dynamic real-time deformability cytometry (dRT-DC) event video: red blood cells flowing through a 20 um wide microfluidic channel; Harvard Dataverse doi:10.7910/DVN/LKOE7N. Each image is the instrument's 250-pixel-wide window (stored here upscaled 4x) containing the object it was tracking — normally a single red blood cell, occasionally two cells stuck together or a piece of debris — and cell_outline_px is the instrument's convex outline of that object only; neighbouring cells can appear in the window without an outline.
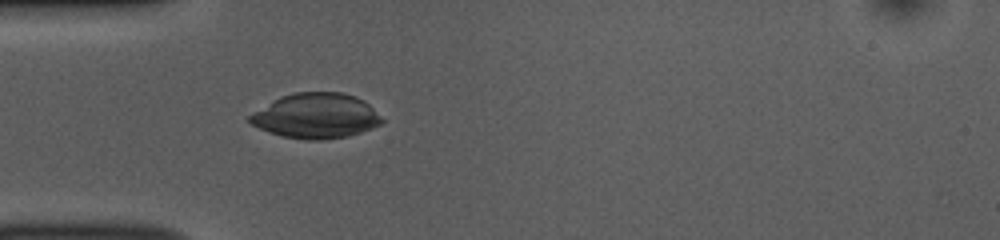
{"species": "common noctule bat (a hibernating species)", "species_latin": "Nyctalus noctula", "temperature_condition": "room temperature", "stored_images_in_passage": 37, "camera_frame_rate_fps": 3000, "um_per_image_px": 0.085, "animal": {"sex": "female", "body_mass_g": 10.0, "forearm_length_mm": 53.1}, "frame": {"image": 1, "passage_image": 1, "time_ms": 0.0, "image_size_px": [1000, 240], "cell_outline_px": [[384, 120], [380, 124], [372, 128], [348, 136], [320, 140], [308, 140], [284, 136], [268, 132], [252, 124], [248, 120], [248, 116], [280, 96], [296, 92], [344, 92], [356, 96], [364, 100]], "centroid_in_image_um": [26.87, 9.84], "position_along_channel_um": 58.1, "area_um2": 34.51}}
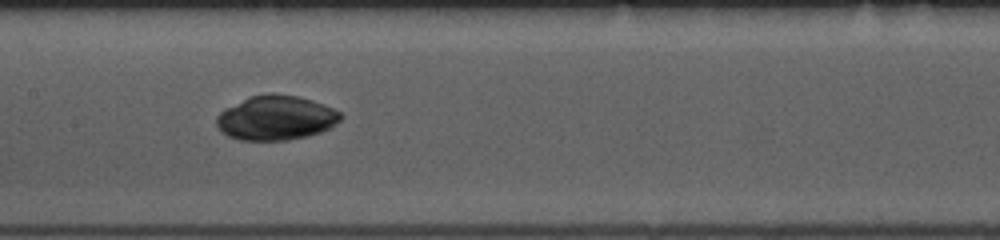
{"frame": {"image": 2, "passage_image": 11, "time_ms": 3.333, "image_size_px": [1000, 240], "cell_outline_px": [[344, 116], [336, 124], [320, 132], [308, 136], [288, 140], [240, 140], [228, 136], [216, 124], [216, 116], [224, 108], [252, 96], [272, 92], [296, 96], [312, 100], [324, 104], [340, 112]], "centroid_in_image_um": [23.47, 10.01], "position_along_channel_um": 183.9, "area_um2": 32.14}}
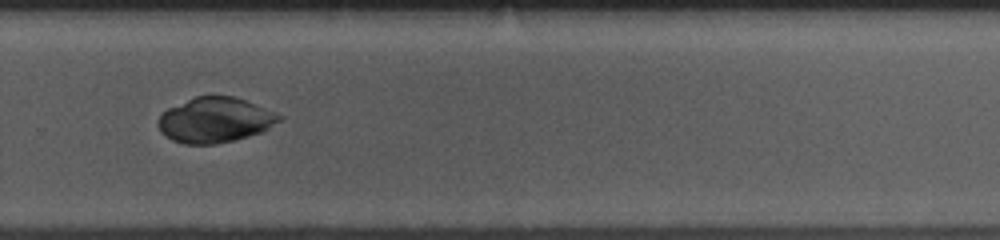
{"frame": {"image": 3, "passage_image": 21, "time_ms": 6.667, "image_size_px": [1000, 240], "cell_outline_px": [[284, 116], [280, 120], [264, 132], [216, 144], [184, 144], [172, 140], [160, 132], [156, 124], [160, 116], [168, 108], [196, 96], [232, 96], [244, 100]], "centroid_in_image_um": [18.26, 10.21], "position_along_channel_um": 311.5, "area_um2": 31.67}}